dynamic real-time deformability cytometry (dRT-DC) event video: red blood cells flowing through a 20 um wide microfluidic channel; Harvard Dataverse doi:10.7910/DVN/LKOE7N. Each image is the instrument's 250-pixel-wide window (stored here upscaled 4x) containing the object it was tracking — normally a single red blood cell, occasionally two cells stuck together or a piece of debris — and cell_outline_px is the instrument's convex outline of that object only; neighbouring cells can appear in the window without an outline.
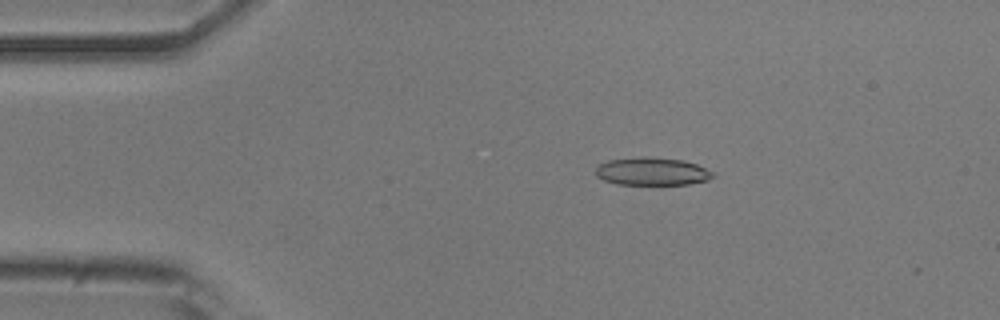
{"species": "common noctule bat (a hibernating species)", "species_latin": "Nyctalus noctula", "temperature_condition": "room temperature", "stored_images_in_passage": 51, "camera_frame_rate_fps": 3000, "um_per_image_px": 0.085, "animal": {"sex": "male", "body_mass_g": 20.5, "forearm_length_mm": 52.5}, "frame": {"image": 1, "passage_image": 9, "time_ms": 2.667, "image_size_px": [1000, 320], "cell_outline_px": [[716, 176], [708, 180], [688, 184], [616, 184], [604, 180], [596, 176], [596, 168], [600, 164], [608, 160], [640, 156], [644, 156], [684, 160], [696, 164], [712, 172]], "centroid_in_image_um": [55.42, 14.56], "position_along_channel_um": 29.6, "area_um2": 19.02}}
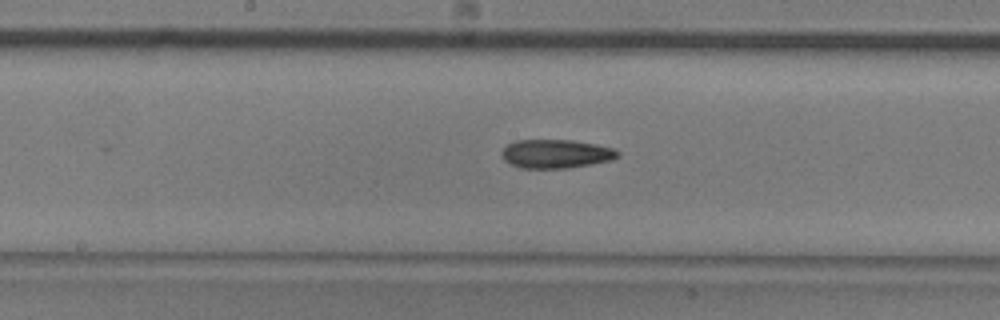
{"frame": {"image": 2, "passage_image": 26, "time_ms": 8.333, "image_size_px": [1000, 320], "cell_outline_px": [[620, 156], [612, 160], [592, 164], [568, 168], [520, 168], [504, 160], [500, 152], [508, 144], [516, 140], [572, 140], [596, 144], [612, 148], [620, 152]], "centroid_in_image_um": [47.27, 13.07], "position_along_channel_um": 200.9, "area_um2": 19.48}}
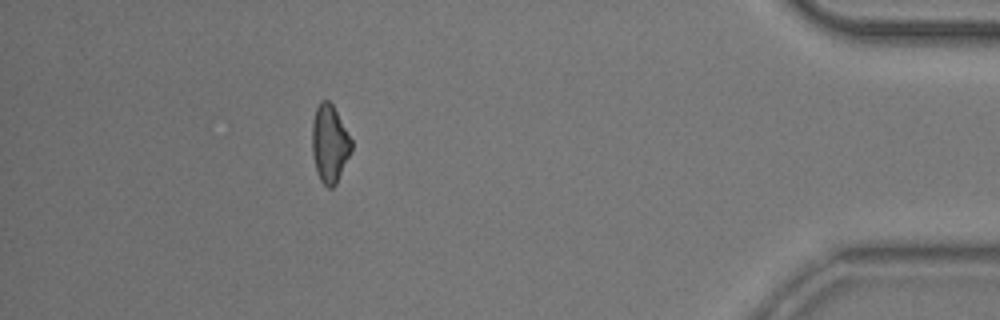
{"frame": {"image": 3, "passage_image": 46, "time_ms": 15.0, "image_size_px": [1000, 320], "cell_outline_px": [[352, 148], [336, 184], [332, 188], [328, 188], [320, 180], [316, 168], [312, 152], [312, 124], [316, 108], [320, 100], [328, 100], [332, 104], [352, 140]], "centroid_in_image_um": [28.01, 12.2], "position_along_channel_um": 407.2, "area_um2": 17.57}, "authors_computed_cell_mechanics": {"area_um2": 19.0162, "velocity_mm_per_s": 3.8783, "shape_relaxation_time_tau1_ms": 6.8183, "shape_relaxation_time_tau2_ms": null, "deformation_change_tau1": 0.152, "deformation_change_tau2": null}}